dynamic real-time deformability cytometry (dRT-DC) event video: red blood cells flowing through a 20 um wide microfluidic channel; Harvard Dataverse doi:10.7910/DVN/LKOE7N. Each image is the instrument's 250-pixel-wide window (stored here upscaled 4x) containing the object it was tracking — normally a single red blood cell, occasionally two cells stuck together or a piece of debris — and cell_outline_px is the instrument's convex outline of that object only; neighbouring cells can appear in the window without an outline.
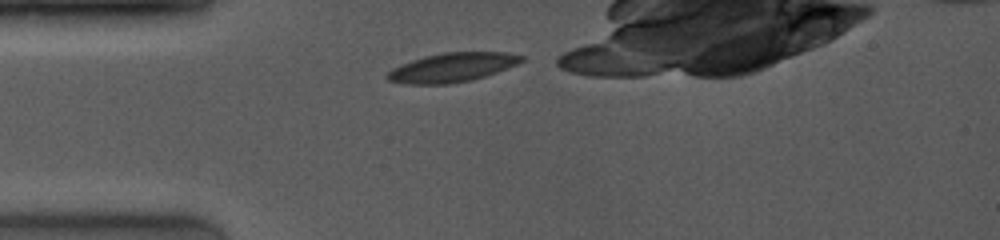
{"species": "common noctule bat (a hibernating species)", "species_latin": "Nyctalus noctula", "temperature_condition": "room temperature", "stored_images_in_passage": 15, "camera_frame_rate_fps": 4000, "um_per_image_px": 0.085, "animal": {"sex": "female", "body_mass_g": 19.0, "forearm_length_mm": 53.3}, "frame": {"image": 1, "passage_image": 1, "time_ms": 0.0, "image_size_px": [1000, 240], "cell_outline_px": [[524, 60], [508, 68], [472, 80], [448, 84], [404, 84], [388, 80], [384, 76], [392, 68], [400, 64], [424, 56], [444, 52], [508, 52], [524, 56]], "centroid_in_image_um": [38.41, 5.73], "position_along_channel_um": 46.6, "area_um2": 22.83}}
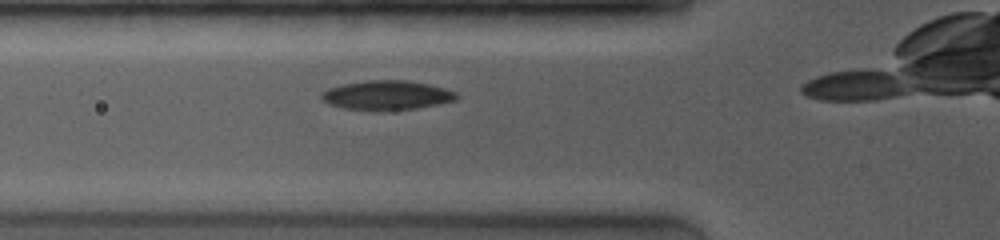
{"frame": {"image": 2, "passage_image": 8, "time_ms": 1.5, "image_size_px": [1000, 240], "cell_outline_px": [[460, 96], [456, 100], [416, 108], [372, 112], [344, 108], [328, 104], [320, 100], [320, 92], [328, 88], [344, 84], [364, 80], [404, 80], [428, 84], [444, 88], [456, 92]], "centroid_in_image_um": [32.81, 8.11], "position_along_channel_um": 93.0, "area_um2": 23.47}}